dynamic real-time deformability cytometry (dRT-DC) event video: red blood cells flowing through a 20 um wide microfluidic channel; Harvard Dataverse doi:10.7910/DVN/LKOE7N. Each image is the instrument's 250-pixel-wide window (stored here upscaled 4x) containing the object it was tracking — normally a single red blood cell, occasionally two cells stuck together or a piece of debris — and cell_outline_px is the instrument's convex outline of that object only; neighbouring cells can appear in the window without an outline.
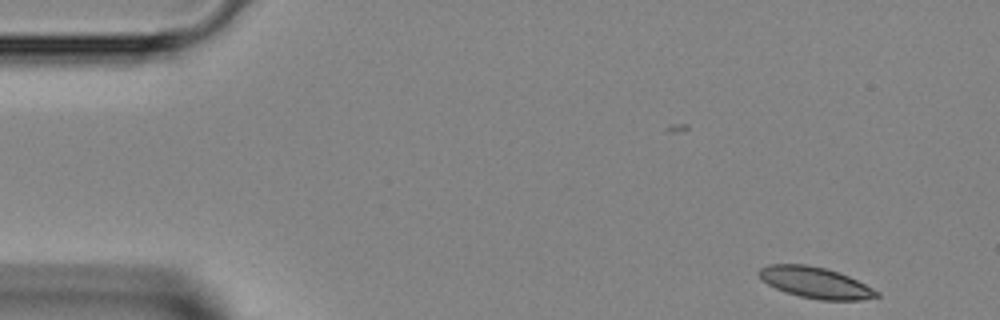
{"species": "Egyptian fruit bat (a non-hibernating species)", "species_latin": "Rousettus aegyptiacus", "temperature_condition": "room temperature", "stored_images_in_passage": 43, "camera_frame_rate_fps": 3000, "um_per_image_px": 0.085, "animal": {"sex": "female"}, "frame": {"image": 1, "passage_image": 1, "time_ms": 0.0, "image_size_px": [1000, 320], "cell_outline_px": [[880, 296], [860, 300], [820, 300], [800, 296], [784, 292], [768, 284], [756, 272], [760, 268], [768, 264], [804, 264], [824, 268], [848, 276], [880, 292]], "centroid_in_image_um": [69.29, 24.03], "position_along_channel_um": 15.7, "area_um2": 21.1}}
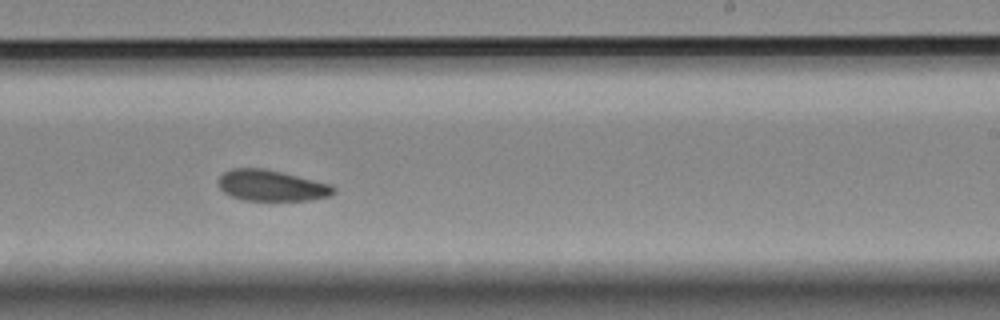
{"frame": {"image": 2, "passage_image": 25, "time_ms": 8.0, "image_size_px": [1000, 320], "cell_outline_px": [[336, 192], [332, 196], [308, 200], [244, 200], [232, 196], [224, 192], [220, 188], [220, 176], [224, 172], [232, 168], [264, 168], [332, 184], [336, 188]], "centroid_in_image_um": [23.13, 15.77], "position_along_channel_um": 265.9, "area_um2": 20.75}}
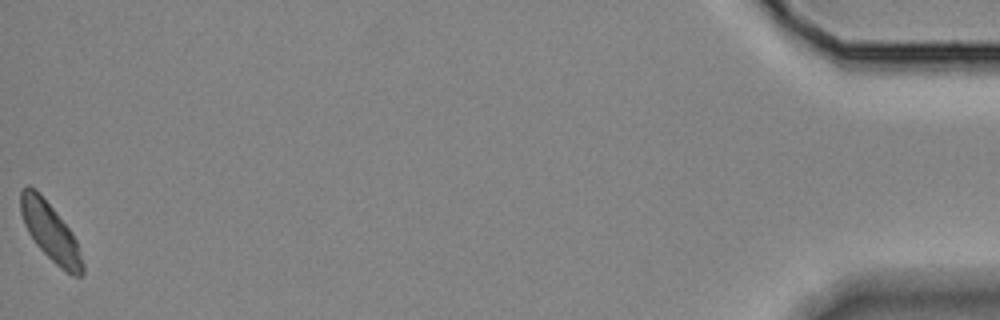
{"frame": {"image": 3, "passage_image": 43, "time_ms": 14.0, "image_size_px": [1000, 320], "cell_outline_px": [[84, 276], [72, 276], [60, 268], [36, 244], [28, 232], [24, 224], [20, 212], [20, 192], [28, 184], [36, 188], [72, 232], [76, 240], [84, 264]], "centroid_in_image_um": [4.28, 19.71], "position_along_channel_um": 430.9, "area_um2": 20.92}}